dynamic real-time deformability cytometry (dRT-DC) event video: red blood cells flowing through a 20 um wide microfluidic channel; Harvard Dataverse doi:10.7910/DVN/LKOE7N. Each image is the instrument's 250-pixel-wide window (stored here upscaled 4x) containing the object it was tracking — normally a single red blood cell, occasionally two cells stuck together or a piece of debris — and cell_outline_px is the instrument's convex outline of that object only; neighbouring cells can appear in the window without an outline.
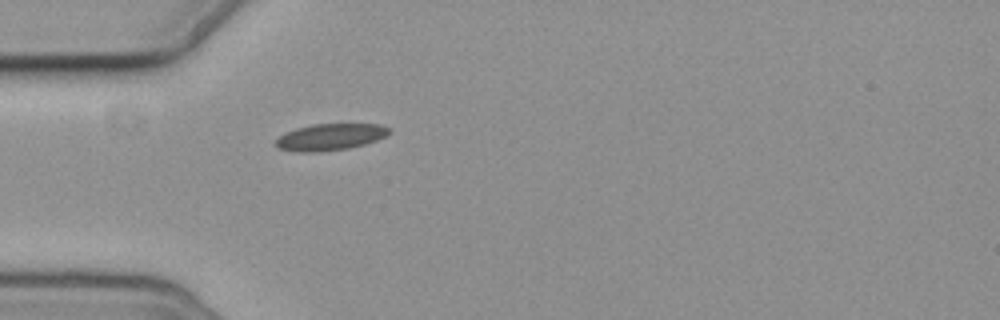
{"species": "common noctule bat (a hibernating species)", "species_latin": "Nyctalus noctula", "temperature_condition": "cold", "stored_images_in_passage": 1, "camera_frame_rate_fps": 3000, "um_per_image_px": 0.085, "animal": {"sex": "female", "body_mass_g": 19.3, "forearm_length_mm": 54.1}, "frame": {"image": 1, "passage_image": 1, "time_ms": 0.0, "image_size_px": [1000, 320], "cell_outline_px": [[392, 132], [376, 140], [364, 144], [348, 148], [316, 152], [296, 152], [276, 148], [272, 144], [284, 132], [296, 128], [312, 124], [380, 124], [392, 128]], "centroid_in_image_um": [28.03, 11.64], "position_along_channel_um": 57.0, "area_um2": 17.8}}